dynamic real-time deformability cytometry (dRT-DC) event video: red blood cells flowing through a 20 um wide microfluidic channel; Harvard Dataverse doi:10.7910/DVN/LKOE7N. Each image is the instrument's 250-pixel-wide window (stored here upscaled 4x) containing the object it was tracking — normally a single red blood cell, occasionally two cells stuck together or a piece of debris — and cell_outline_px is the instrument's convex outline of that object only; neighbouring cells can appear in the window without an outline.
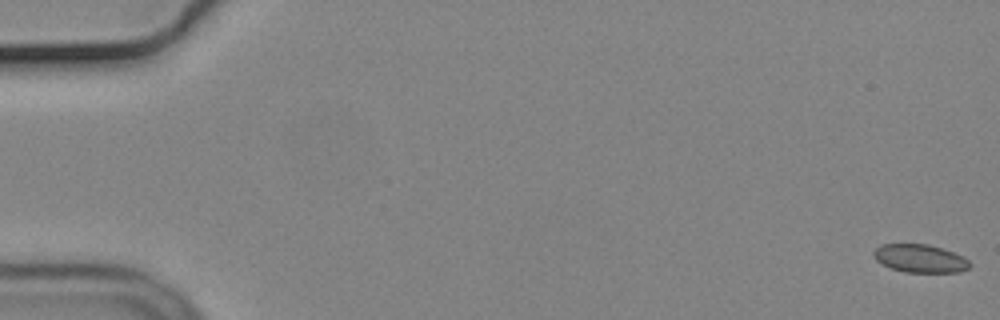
{"species": "common noctule bat (a hibernating species)", "species_latin": "Nyctalus noctula", "temperature_condition": "cold", "stored_images_in_passage": 57, "camera_frame_rate_fps": 3000, "um_per_image_px": 0.085, "animal": {"sex": "male", "body_mass_g": 19.2, "forearm_length_mm": 51.8}, "frame": {"image": 1, "passage_image": 1, "time_ms": 0.0, "image_size_px": [1000, 320], "cell_outline_px": [[972, 264], [968, 268], [960, 272], [904, 272], [892, 268], [876, 260], [872, 256], [872, 252], [880, 244], [928, 244], [944, 248], [964, 256]], "centroid_in_image_um": [78.22, 21.96], "position_along_channel_um": 6.8, "area_um2": 15.9}}
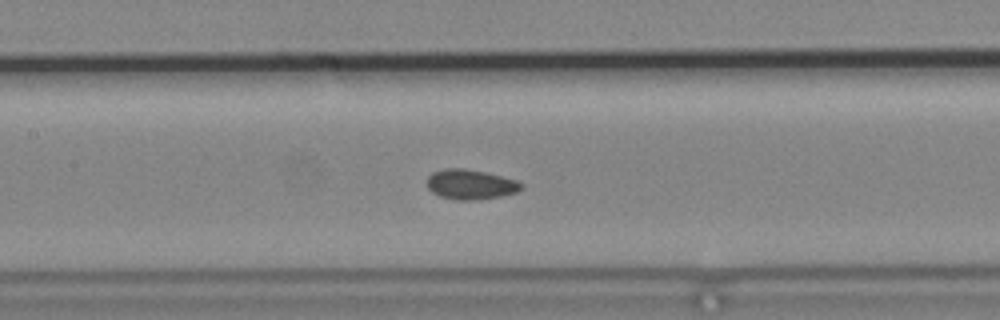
{"frame": {"image": 2, "passage_image": 27, "time_ms": 8.667, "image_size_px": [1000, 320], "cell_outline_px": [[524, 184], [516, 192], [500, 196], [472, 200], [456, 200], [440, 196], [432, 192], [428, 188], [428, 176], [432, 172], [444, 168], [464, 168], [484, 172], [516, 180]], "centroid_in_image_um": [39.96, 15.67], "position_along_channel_um": 167.4, "area_um2": 16.24}}
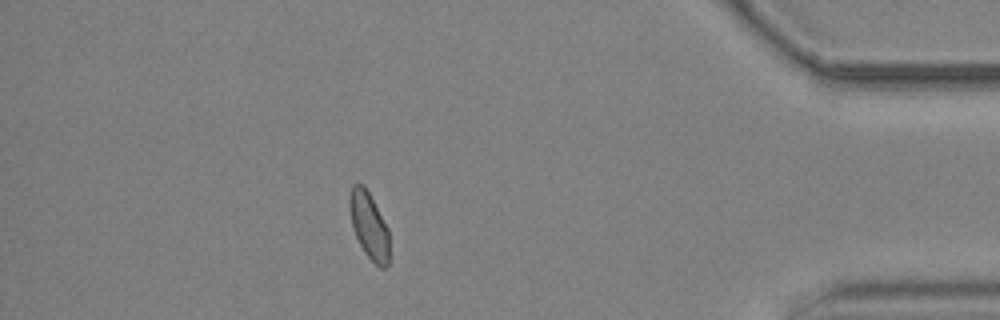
{"frame": {"image": 3, "passage_image": 50, "time_ms": 16.333, "image_size_px": [1000, 320], "cell_outline_px": [[388, 264], [384, 268], [380, 268], [364, 252], [352, 228], [348, 204], [348, 200], [352, 184], [364, 184], [388, 228]], "centroid_in_image_um": [31.33, 19.14], "position_along_channel_um": 403.9, "area_um2": 15.32}, "authors_computed_cell_mechanics": {"area_um2": 16.0684, "velocity_mm_per_s": 3.6766, "shape_relaxation_time_tau1_ms": null, "shape_relaxation_time_tau2_ms": 3.4483, "deformation_change_tau1": null, "deformation_change_tau2": 0.0623}}